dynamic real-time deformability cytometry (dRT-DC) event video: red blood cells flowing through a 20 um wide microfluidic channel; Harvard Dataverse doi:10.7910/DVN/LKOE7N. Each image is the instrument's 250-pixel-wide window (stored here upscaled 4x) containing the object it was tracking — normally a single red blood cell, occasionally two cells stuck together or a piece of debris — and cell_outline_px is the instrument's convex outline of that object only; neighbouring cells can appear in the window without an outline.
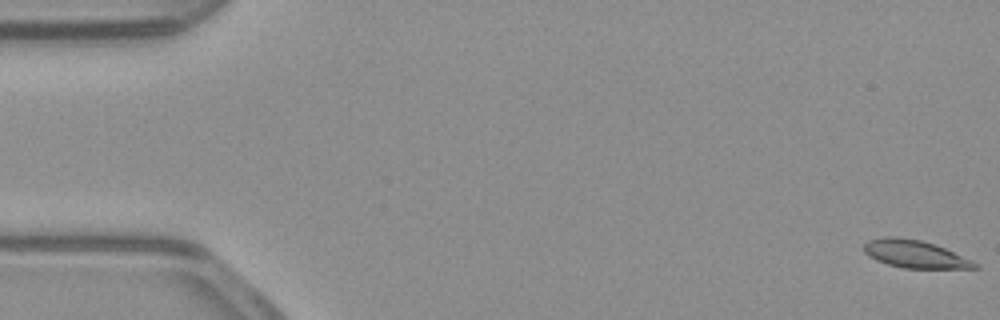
{"species": "common noctule bat (a hibernating species)", "species_latin": "Nyctalus noctula", "temperature_condition": "warm", "stored_images_in_passage": 53, "camera_frame_rate_fps": 3000, "um_per_image_px": 0.085, "animal": {"sex": "male", "body_mass_g": 23.1, "forearm_length_mm": 52.7}, "frame": {"image": 1, "passage_image": 1, "time_ms": 0.0, "image_size_px": [1000, 320], "cell_outline_px": [[980, 268], [904, 268], [888, 264], [876, 260], [868, 256], [864, 252], [864, 244], [868, 240], [884, 236], [896, 236], [920, 240], [944, 248], [972, 260], [980, 264]], "centroid_in_image_um": [77.75, 21.59], "position_along_channel_um": 7.3, "area_um2": 17.8}}
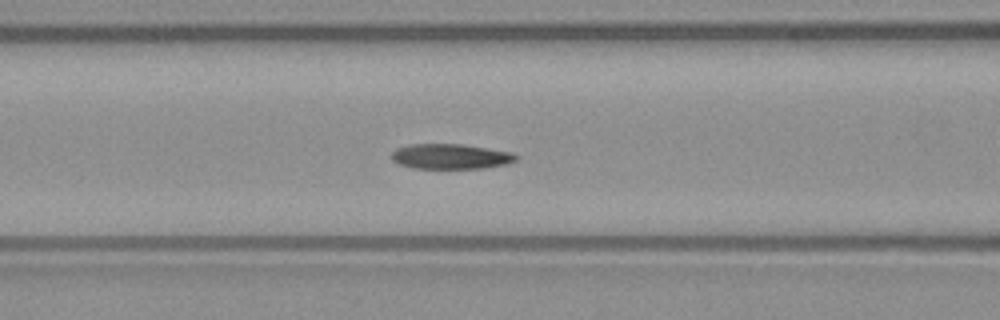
{"frame": {"image": 2, "passage_image": 22, "time_ms": 7.0, "image_size_px": [1000, 320], "cell_outline_px": [[520, 156], [516, 160], [508, 164], [484, 168], [412, 168], [400, 164], [392, 160], [392, 152], [396, 148], [408, 144], [464, 144], [512, 152]], "centroid_in_image_um": [38.33, 13.29], "position_along_channel_um": 128.3, "area_um2": 18.38}}
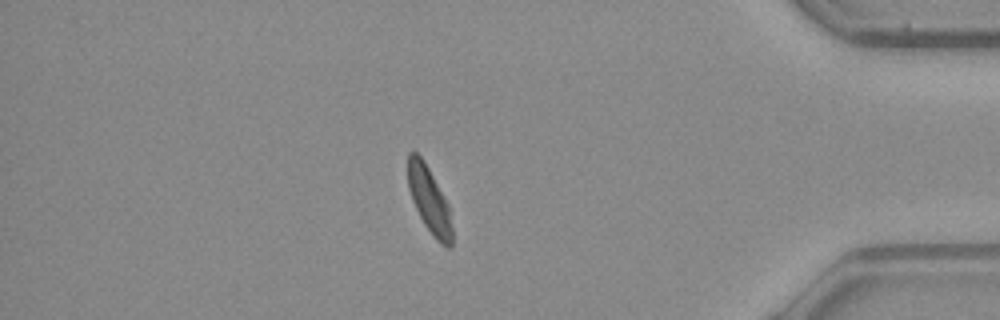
{"frame": {"image": 3, "passage_image": 46, "time_ms": 15.0, "image_size_px": [1000, 320], "cell_outline_px": [[452, 248], [448, 248], [440, 244], [432, 236], [424, 224], [412, 200], [408, 188], [408, 152], [416, 152], [420, 156], [428, 168], [444, 196], [448, 204], [452, 228]], "centroid_in_image_um": [36.49, 17.05], "position_along_channel_um": 398.7, "area_um2": 16.88}, "authors_computed_cell_mechanics": {"area_um2": 18.5538, "velocity_mm_per_s": 3.8882, "shape_relaxation_time_tau1_ms": 6.5053, "shape_relaxation_time_tau2_ms": 2.653, "deformation_change_tau1": 0.1917, "deformation_change_tau2": 0.0867}}